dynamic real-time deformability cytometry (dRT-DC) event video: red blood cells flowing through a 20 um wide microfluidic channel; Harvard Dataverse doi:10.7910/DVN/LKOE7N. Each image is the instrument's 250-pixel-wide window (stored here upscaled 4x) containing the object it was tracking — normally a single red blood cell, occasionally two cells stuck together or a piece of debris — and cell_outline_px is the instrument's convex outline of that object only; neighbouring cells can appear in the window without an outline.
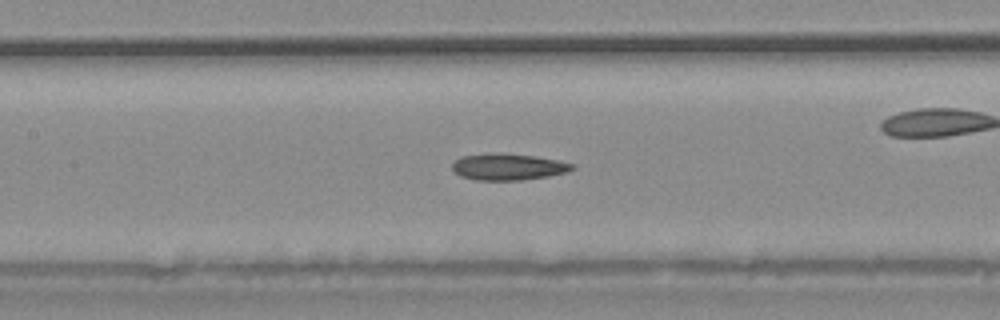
{"species": "common noctule bat (a hibernating species)", "species_latin": "Nyctalus noctula", "temperature_condition": "warm", "stored_images_in_passage": 38, "camera_frame_rate_fps": 3000, "um_per_image_px": 0.085, "animal": {"sex": "male", "body_mass_g": 20.4}, "frame": {"image": 1, "passage_image": 17, "time_ms": 5.333, "image_size_px": [1000, 320], "cell_outline_px": [[576, 168], [568, 172], [548, 176], [520, 180], [476, 180], [460, 176], [452, 168], [452, 164], [460, 156], [492, 152], [500, 152], [536, 156], [560, 160], [576, 164]], "centroid_in_image_um": [43.23, 14.16], "position_along_channel_um": 164.2, "area_um2": 18.9}}